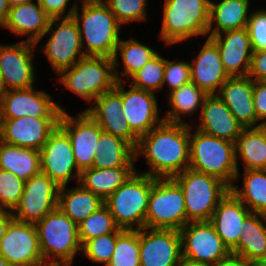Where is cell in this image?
Listing matches in <instances>:
<instances>
[{
	"label": "cell",
	"mask_w": 266,
	"mask_h": 266,
	"mask_svg": "<svg viewBox=\"0 0 266 266\" xmlns=\"http://www.w3.org/2000/svg\"><path fill=\"white\" fill-rule=\"evenodd\" d=\"M190 124L163 121L138 140L135 160L141 153L155 178H171L189 168Z\"/></svg>",
	"instance_id": "6da1fadb"
},
{
	"label": "cell",
	"mask_w": 266,
	"mask_h": 266,
	"mask_svg": "<svg viewBox=\"0 0 266 266\" xmlns=\"http://www.w3.org/2000/svg\"><path fill=\"white\" fill-rule=\"evenodd\" d=\"M82 4L81 13L74 3L64 17H73L76 21L82 49L84 42L87 45L85 56L113 58L120 40L121 24L103 0H83Z\"/></svg>",
	"instance_id": "7a4b0ae2"
},
{
	"label": "cell",
	"mask_w": 266,
	"mask_h": 266,
	"mask_svg": "<svg viewBox=\"0 0 266 266\" xmlns=\"http://www.w3.org/2000/svg\"><path fill=\"white\" fill-rule=\"evenodd\" d=\"M189 168L217 177L229 187L238 179L235 144L228 140L190 129ZM234 181V182H233Z\"/></svg>",
	"instance_id": "3957f363"
},
{
	"label": "cell",
	"mask_w": 266,
	"mask_h": 266,
	"mask_svg": "<svg viewBox=\"0 0 266 266\" xmlns=\"http://www.w3.org/2000/svg\"><path fill=\"white\" fill-rule=\"evenodd\" d=\"M35 226L44 261L70 266L77 252H82L78 225L58 207L35 223Z\"/></svg>",
	"instance_id": "277c9868"
},
{
	"label": "cell",
	"mask_w": 266,
	"mask_h": 266,
	"mask_svg": "<svg viewBox=\"0 0 266 266\" xmlns=\"http://www.w3.org/2000/svg\"><path fill=\"white\" fill-rule=\"evenodd\" d=\"M136 172L104 200L116 225L123 230H134V224L137 226L135 230L145 227L154 177Z\"/></svg>",
	"instance_id": "5b68a950"
},
{
	"label": "cell",
	"mask_w": 266,
	"mask_h": 266,
	"mask_svg": "<svg viewBox=\"0 0 266 266\" xmlns=\"http://www.w3.org/2000/svg\"><path fill=\"white\" fill-rule=\"evenodd\" d=\"M172 178L183 191L189 222L210 221L218 203L230 191V187L217 177L190 168Z\"/></svg>",
	"instance_id": "8992f818"
},
{
	"label": "cell",
	"mask_w": 266,
	"mask_h": 266,
	"mask_svg": "<svg viewBox=\"0 0 266 266\" xmlns=\"http://www.w3.org/2000/svg\"><path fill=\"white\" fill-rule=\"evenodd\" d=\"M209 11L210 0H165L160 38L171 45L207 36Z\"/></svg>",
	"instance_id": "52a82bcc"
},
{
	"label": "cell",
	"mask_w": 266,
	"mask_h": 266,
	"mask_svg": "<svg viewBox=\"0 0 266 266\" xmlns=\"http://www.w3.org/2000/svg\"><path fill=\"white\" fill-rule=\"evenodd\" d=\"M59 82L77 96L91 102L115 88L114 62L109 57L86 56L59 73Z\"/></svg>",
	"instance_id": "ba28073f"
},
{
	"label": "cell",
	"mask_w": 266,
	"mask_h": 266,
	"mask_svg": "<svg viewBox=\"0 0 266 266\" xmlns=\"http://www.w3.org/2000/svg\"><path fill=\"white\" fill-rule=\"evenodd\" d=\"M188 222L184 195L179 184L172 177H154L145 216V227L180 230Z\"/></svg>",
	"instance_id": "9c48e42d"
},
{
	"label": "cell",
	"mask_w": 266,
	"mask_h": 266,
	"mask_svg": "<svg viewBox=\"0 0 266 266\" xmlns=\"http://www.w3.org/2000/svg\"><path fill=\"white\" fill-rule=\"evenodd\" d=\"M61 19L60 24L56 23L59 22L60 18L50 19L48 28L43 35L44 37L49 31H52V35L43 50L58 74L86 57L82 50L80 32L76 21L73 17H62ZM54 24L57 25V29L53 30L52 26Z\"/></svg>",
	"instance_id": "30bf717a"
},
{
	"label": "cell",
	"mask_w": 266,
	"mask_h": 266,
	"mask_svg": "<svg viewBox=\"0 0 266 266\" xmlns=\"http://www.w3.org/2000/svg\"><path fill=\"white\" fill-rule=\"evenodd\" d=\"M59 188L47 174L40 172L33 175L24 183L20 202L12 212L13 218L20 222L37 223L57 208Z\"/></svg>",
	"instance_id": "8fae6325"
},
{
	"label": "cell",
	"mask_w": 266,
	"mask_h": 266,
	"mask_svg": "<svg viewBox=\"0 0 266 266\" xmlns=\"http://www.w3.org/2000/svg\"><path fill=\"white\" fill-rule=\"evenodd\" d=\"M179 231L186 259L214 266L230 252L210 221L188 222Z\"/></svg>",
	"instance_id": "7c38bea8"
},
{
	"label": "cell",
	"mask_w": 266,
	"mask_h": 266,
	"mask_svg": "<svg viewBox=\"0 0 266 266\" xmlns=\"http://www.w3.org/2000/svg\"><path fill=\"white\" fill-rule=\"evenodd\" d=\"M39 152L41 172L47 174L59 187L66 186L69 180L76 177L79 183L81 171L76 165L70 139L59 125L50 133Z\"/></svg>",
	"instance_id": "4fadbf2b"
},
{
	"label": "cell",
	"mask_w": 266,
	"mask_h": 266,
	"mask_svg": "<svg viewBox=\"0 0 266 266\" xmlns=\"http://www.w3.org/2000/svg\"><path fill=\"white\" fill-rule=\"evenodd\" d=\"M58 125L67 133L80 171L91 168L96 157V145L103 131L98 123L83 111L72 117L65 110L61 113Z\"/></svg>",
	"instance_id": "5bb4252c"
},
{
	"label": "cell",
	"mask_w": 266,
	"mask_h": 266,
	"mask_svg": "<svg viewBox=\"0 0 266 266\" xmlns=\"http://www.w3.org/2000/svg\"><path fill=\"white\" fill-rule=\"evenodd\" d=\"M64 111L46 92L28 89L6 90L0 100V119H16L25 116L60 117Z\"/></svg>",
	"instance_id": "9a60e30c"
},
{
	"label": "cell",
	"mask_w": 266,
	"mask_h": 266,
	"mask_svg": "<svg viewBox=\"0 0 266 266\" xmlns=\"http://www.w3.org/2000/svg\"><path fill=\"white\" fill-rule=\"evenodd\" d=\"M0 254L12 266H31L43 262L35 224L13 219L0 241Z\"/></svg>",
	"instance_id": "2e32d148"
},
{
	"label": "cell",
	"mask_w": 266,
	"mask_h": 266,
	"mask_svg": "<svg viewBox=\"0 0 266 266\" xmlns=\"http://www.w3.org/2000/svg\"><path fill=\"white\" fill-rule=\"evenodd\" d=\"M148 230L139 229L140 266H177L182 257L180 231Z\"/></svg>",
	"instance_id": "e0dca14e"
},
{
	"label": "cell",
	"mask_w": 266,
	"mask_h": 266,
	"mask_svg": "<svg viewBox=\"0 0 266 266\" xmlns=\"http://www.w3.org/2000/svg\"><path fill=\"white\" fill-rule=\"evenodd\" d=\"M130 88L129 91H125L122 81H117L115 86V89L122 96L123 116L126 118L131 131L140 138L161 124L164 119L158 116L155 93L133 86Z\"/></svg>",
	"instance_id": "ac0fdd59"
},
{
	"label": "cell",
	"mask_w": 266,
	"mask_h": 266,
	"mask_svg": "<svg viewBox=\"0 0 266 266\" xmlns=\"http://www.w3.org/2000/svg\"><path fill=\"white\" fill-rule=\"evenodd\" d=\"M34 43L21 40L18 44L0 45V75L5 90L33 87Z\"/></svg>",
	"instance_id": "d6986e66"
},
{
	"label": "cell",
	"mask_w": 266,
	"mask_h": 266,
	"mask_svg": "<svg viewBox=\"0 0 266 266\" xmlns=\"http://www.w3.org/2000/svg\"><path fill=\"white\" fill-rule=\"evenodd\" d=\"M60 117L25 116L0 119V140L4 143L41 150Z\"/></svg>",
	"instance_id": "ffe728a7"
},
{
	"label": "cell",
	"mask_w": 266,
	"mask_h": 266,
	"mask_svg": "<svg viewBox=\"0 0 266 266\" xmlns=\"http://www.w3.org/2000/svg\"><path fill=\"white\" fill-rule=\"evenodd\" d=\"M208 36L218 47L224 69L230 77L247 76L253 53L246 27Z\"/></svg>",
	"instance_id": "44dd1931"
},
{
	"label": "cell",
	"mask_w": 266,
	"mask_h": 266,
	"mask_svg": "<svg viewBox=\"0 0 266 266\" xmlns=\"http://www.w3.org/2000/svg\"><path fill=\"white\" fill-rule=\"evenodd\" d=\"M216 94L229 108L235 118L245 127H260L253 102V79L249 76L229 77ZM220 95V96H219Z\"/></svg>",
	"instance_id": "7402d4cb"
},
{
	"label": "cell",
	"mask_w": 266,
	"mask_h": 266,
	"mask_svg": "<svg viewBox=\"0 0 266 266\" xmlns=\"http://www.w3.org/2000/svg\"><path fill=\"white\" fill-rule=\"evenodd\" d=\"M191 63V82L207 95H216L230 77L224 69L217 45L209 37Z\"/></svg>",
	"instance_id": "603a6c76"
},
{
	"label": "cell",
	"mask_w": 266,
	"mask_h": 266,
	"mask_svg": "<svg viewBox=\"0 0 266 266\" xmlns=\"http://www.w3.org/2000/svg\"><path fill=\"white\" fill-rule=\"evenodd\" d=\"M197 130L235 143L245 128L217 95H208L201 108Z\"/></svg>",
	"instance_id": "cb8c5ba5"
},
{
	"label": "cell",
	"mask_w": 266,
	"mask_h": 266,
	"mask_svg": "<svg viewBox=\"0 0 266 266\" xmlns=\"http://www.w3.org/2000/svg\"><path fill=\"white\" fill-rule=\"evenodd\" d=\"M251 213L231 191L218 203L210 222L229 251L237 246L243 221Z\"/></svg>",
	"instance_id": "d4e9b609"
},
{
	"label": "cell",
	"mask_w": 266,
	"mask_h": 266,
	"mask_svg": "<svg viewBox=\"0 0 266 266\" xmlns=\"http://www.w3.org/2000/svg\"><path fill=\"white\" fill-rule=\"evenodd\" d=\"M50 19L43 7L31 0L10 7L8 18L2 26L16 35H28L25 41L37 45L48 28Z\"/></svg>",
	"instance_id": "484cf974"
},
{
	"label": "cell",
	"mask_w": 266,
	"mask_h": 266,
	"mask_svg": "<svg viewBox=\"0 0 266 266\" xmlns=\"http://www.w3.org/2000/svg\"><path fill=\"white\" fill-rule=\"evenodd\" d=\"M266 215L251 213L242 224L239 242L231 251L254 265L266 259Z\"/></svg>",
	"instance_id": "4316f807"
},
{
	"label": "cell",
	"mask_w": 266,
	"mask_h": 266,
	"mask_svg": "<svg viewBox=\"0 0 266 266\" xmlns=\"http://www.w3.org/2000/svg\"><path fill=\"white\" fill-rule=\"evenodd\" d=\"M249 5V0H222L220 3L210 1L207 35L214 36L246 27L250 16L247 14Z\"/></svg>",
	"instance_id": "83f0119b"
},
{
	"label": "cell",
	"mask_w": 266,
	"mask_h": 266,
	"mask_svg": "<svg viewBox=\"0 0 266 266\" xmlns=\"http://www.w3.org/2000/svg\"><path fill=\"white\" fill-rule=\"evenodd\" d=\"M95 150L94 168L135 167L134 148L120 137L102 131Z\"/></svg>",
	"instance_id": "f1b7e54d"
},
{
	"label": "cell",
	"mask_w": 266,
	"mask_h": 266,
	"mask_svg": "<svg viewBox=\"0 0 266 266\" xmlns=\"http://www.w3.org/2000/svg\"><path fill=\"white\" fill-rule=\"evenodd\" d=\"M103 205L104 200L100 196L84 189L80 184L67 190L66 186L59 188L57 207L76 225Z\"/></svg>",
	"instance_id": "f546056e"
},
{
	"label": "cell",
	"mask_w": 266,
	"mask_h": 266,
	"mask_svg": "<svg viewBox=\"0 0 266 266\" xmlns=\"http://www.w3.org/2000/svg\"><path fill=\"white\" fill-rule=\"evenodd\" d=\"M0 169L15 174L26 181L41 172L40 152L34 148L20 147L0 140Z\"/></svg>",
	"instance_id": "4dcf8cb0"
},
{
	"label": "cell",
	"mask_w": 266,
	"mask_h": 266,
	"mask_svg": "<svg viewBox=\"0 0 266 266\" xmlns=\"http://www.w3.org/2000/svg\"><path fill=\"white\" fill-rule=\"evenodd\" d=\"M135 167L87 168L81 171L79 184L105 200L134 172Z\"/></svg>",
	"instance_id": "1f68e13d"
},
{
	"label": "cell",
	"mask_w": 266,
	"mask_h": 266,
	"mask_svg": "<svg viewBox=\"0 0 266 266\" xmlns=\"http://www.w3.org/2000/svg\"><path fill=\"white\" fill-rule=\"evenodd\" d=\"M234 144L237 168L240 157L244 170L266 169V125L244 128Z\"/></svg>",
	"instance_id": "d6a6232c"
},
{
	"label": "cell",
	"mask_w": 266,
	"mask_h": 266,
	"mask_svg": "<svg viewBox=\"0 0 266 266\" xmlns=\"http://www.w3.org/2000/svg\"><path fill=\"white\" fill-rule=\"evenodd\" d=\"M243 188L230 191L252 212L266 215V169L244 170Z\"/></svg>",
	"instance_id": "836d02e7"
},
{
	"label": "cell",
	"mask_w": 266,
	"mask_h": 266,
	"mask_svg": "<svg viewBox=\"0 0 266 266\" xmlns=\"http://www.w3.org/2000/svg\"><path fill=\"white\" fill-rule=\"evenodd\" d=\"M208 95L193 82L172 90L169 93V106L172 110L164 115L163 119L170 123H184L181 115L193 114L202 108L204 99ZM200 106V107H199Z\"/></svg>",
	"instance_id": "e575fe53"
},
{
	"label": "cell",
	"mask_w": 266,
	"mask_h": 266,
	"mask_svg": "<svg viewBox=\"0 0 266 266\" xmlns=\"http://www.w3.org/2000/svg\"><path fill=\"white\" fill-rule=\"evenodd\" d=\"M118 51L121 54L124 71H122V76L131 77L136 71L141 69L154 55L157 54L155 50L149 48L148 46L140 44L134 38L129 40H119L118 45L113 56L114 62V72L117 81H122L116 70L118 66Z\"/></svg>",
	"instance_id": "d590c367"
},
{
	"label": "cell",
	"mask_w": 266,
	"mask_h": 266,
	"mask_svg": "<svg viewBox=\"0 0 266 266\" xmlns=\"http://www.w3.org/2000/svg\"><path fill=\"white\" fill-rule=\"evenodd\" d=\"M78 231L80 243L83 246L93 238L113 232H123L124 230L116 225L114 217L108 208L103 205L78 225Z\"/></svg>",
	"instance_id": "8d00e7d4"
},
{
	"label": "cell",
	"mask_w": 266,
	"mask_h": 266,
	"mask_svg": "<svg viewBox=\"0 0 266 266\" xmlns=\"http://www.w3.org/2000/svg\"><path fill=\"white\" fill-rule=\"evenodd\" d=\"M139 230H124L106 266H140Z\"/></svg>",
	"instance_id": "74e56055"
},
{
	"label": "cell",
	"mask_w": 266,
	"mask_h": 266,
	"mask_svg": "<svg viewBox=\"0 0 266 266\" xmlns=\"http://www.w3.org/2000/svg\"><path fill=\"white\" fill-rule=\"evenodd\" d=\"M164 72L165 59L157 53L130 77V86L154 93L157 89L163 88Z\"/></svg>",
	"instance_id": "f35d334b"
},
{
	"label": "cell",
	"mask_w": 266,
	"mask_h": 266,
	"mask_svg": "<svg viewBox=\"0 0 266 266\" xmlns=\"http://www.w3.org/2000/svg\"><path fill=\"white\" fill-rule=\"evenodd\" d=\"M93 102L95 107L85 110L93 119H114L123 116L122 96L115 88L101 94Z\"/></svg>",
	"instance_id": "ab89813d"
},
{
	"label": "cell",
	"mask_w": 266,
	"mask_h": 266,
	"mask_svg": "<svg viewBox=\"0 0 266 266\" xmlns=\"http://www.w3.org/2000/svg\"><path fill=\"white\" fill-rule=\"evenodd\" d=\"M25 181L12 172L0 169V209L13 211L19 204Z\"/></svg>",
	"instance_id": "60d3db41"
},
{
	"label": "cell",
	"mask_w": 266,
	"mask_h": 266,
	"mask_svg": "<svg viewBox=\"0 0 266 266\" xmlns=\"http://www.w3.org/2000/svg\"><path fill=\"white\" fill-rule=\"evenodd\" d=\"M121 233L122 232H113L88 240L82 246L83 254L92 262L104 263L106 266L112 258L117 237Z\"/></svg>",
	"instance_id": "b9f144b4"
},
{
	"label": "cell",
	"mask_w": 266,
	"mask_h": 266,
	"mask_svg": "<svg viewBox=\"0 0 266 266\" xmlns=\"http://www.w3.org/2000/svg\"><path fill=\"white\" fill-rule=\"evenodd\" d=\"M146 2L147 0L103 1L121 25L131 21H141L147 19Z\"/></svg>",
	"instance_id": "7bdbcfd3"
},
{
	"label": "cell",
	"mask_w": 266,
	"mask_h": 266,
	"mask_svg": "<svg viewBox=\"0 0 266 266\" xmlns=\"http://www.w3.org/2000/svg\"><path fill=\"white\" fill-rule=\"evenodd\" d=\"M246 25L253 51L266 50V10L249 14Z\"/></svg>",
	"instance_id": "ee69618b"
},
{
	"label": "cell",
	"mask_w": 266,
	"mask_h": 266,
	"mask_svg": "<svg viewBox=\"0 0 266 266\" xmlns=\"http://www.w3.org/2000/svg\"><path fill=\"white\" fill-rule=\"evenodd\" d=\"M191 81L190 63L165 59L163 86L167 82L170 92Z\"/></svg>",
	"instance_id": "f6af8a7d"
},
{
	"label": "cell",
	"mask_w": 266,
	"mask_h": 266,
	"mask_svg": "<svg viewBox=\"0 0 266 266\" xmlns=\"http://www.w3.org/2000/svg\"><path fill=\"white\" fill-rule=\"evenodd\" d=\"M101 129L109 134L120 137L127 141L134 149L137 147L139 138L131 131L124 116L114 119H94Z\"/></svg>",
	"instance_id": "bcb514c9"
},
{
	"label": "cell",
	"mask_w": 266,
	"mask_h": 266,
	"mask_svg": "<svg viewBox=\"0 0 266 266\" xmlns=\"http://www.w3.org/2000/svg\"><path fill=\"white\" fill-rule=\"evenodd\" d=\"M247 76L255 77L254 81H266V50L253 51Z\"/></svg>",
	"instance_id": "7dc6e473"
},
{
	"label": "cell",
	"mask_w": 266,
	"mask_h": 266,
	"mask_svg": "<svg viewBox=\"0 0 266 266\" xmlns=\"http://www.w3.org/2000/svg\"><path fill=\"white\" fill-rule=\"evenodd\" d=\"M253 102L258 122L266 119V81L253 80Z\"/></svg>",
	"instance_id": "c3c4849f"
},
{
	"label": "cell",
	"mask_w": 266,
	"mask_h": 266,
	"mask_svg": "<svg viewBox=\"0 0 266 266\" xmlns=\"http://www.w3.org/2000/svg\"><path fill=\"white\" fill-rule=\"evenodd\" d=\"M70 0H37L43 7L46 14L51 18H62L65 15V8Z\"/></svg>",
	"instance_id": "681fc988"
},
{
	"label": "cell",
	"mask_w": 266,
	"mask_h": 266,
	"mask_svg": "<svg viewBox=\"0 0 266 266\" xmlns=\"http://www.w3.org/2000/svg\"><path fill=\"white\" fill-rule=\"evenodd\" d=\"M214 266H254V264L248 262L243 256L230 251Z\"/></svg>",
	"instance_id": "f907efd6"
},
{
	"label": "cell",
	"mask_w": 266,
	"mask_h": 266,
	"mask_svg": "<svg viewBox=\"0 0 266 266\" xmlns=\"http://www.w3.org/2000/svg\"><path fill=\"white\" fill-rule=\"evenodd\" d=\"M13 213L9 210L0 209V241L6 233L9 223L13 220Z\"/></svg>",
	"instance_id": "816d5d0a"
},
{
	"label": "cell",
	"mask_w": 266,
	"mask_h": 266,
	"mask_svg": "<svg viewBox=\"0 0 266 266\" xmlns=\"http://www.w3.org/2000/svg\"><path fill=\"white\" fill-rule=\"evenodd\" d=\"M9 10H10V5L8 4V1L0 0V25L1 26L8 18Z\"/></svg>",
	"instance_id": "f5cc1de1"
},
{
	"label": "cell",
	"mask_w": 266,
	"mask_h": 266,
	"mask_svg": "<svg viewBox=\"0 0 266 266\" xmlns=\"http://www.w3.org/2000/svg\"><path fill=\"white\" fill-rule=\"evenodd\" d=\"M177 266H211V265L200 263V262H195V261L186 259L184 257H181L179 264Z\"/></svg>",
	"instance_id": "db71d44e"
},
{
	"label": "cell",
	"mask_w": 266,
	"mask_h": 266,
	"mask_svg": "<svg viewBox=\"0 0 266 266\" xmlns=\"http://www.w3.org/2000/svg\"><path fill=\"white\" fill-rule=\"evenodd\" d=\"M10 7L30 2L31 0H7Z\"/></svg>",
	"instance_id": "11a10c76"
},
{
	"label": "cell",
	"mask_w": 266,
	"mask_h": 266,
	"mask_svg": "<svg viewBox=\"0 0 266 266\" xmlns=\"http://www.w3.org/2000/svg\"><path fill=\"white\" fill-rule=\"evenodd\" d=\"M31 266H61L57 263H53V262H47V261H43L39 264H36V265H31Z\"/></svg>",
	"instance_id": "9f6ffc18"
},
{
	"label": "cell",
	"mask_w": 266,
	"mask_h": 266,
	"mask_svg": "<svg viewBox=\"0 0 266 266\" xmlns=\"http://www.w3.org/2000/svg\"><path fill=\"white\" fill-rule=\"evenodd\" d=\"M0 266H12V265L0 254Z\"/></svg>",
	"instance_id": "6f0895ef"
},
{
	"label": "cell",
	"mask_w": 266,
	"mask_h": 266,
	"mask_svg": "<svg viewBox=\"0 0 266 266\" xmlns=\"http://www.w3.org/2000/svg\"><path fill=\"white\" fill-rule=\"evenodd\" d=\"M5 88L3 86V83H2V80H1V75H0V100H1V97L3 96V94L5 93Z\"/></svg>",
	"instance_id": "680465c9"
},
{
	"label": "cell",
	"mask_w": 266,
	"mask_h": 266,
	"mask_svg": "<svg viewBox=\"0 0 266 266\" xmlns=\"http://www.w3.org/2000/svg\"><path fill=\"white\" fill-rule=\"evenodd\" d=\"M254 266H266V259L257 262Z\"/></svg>",
	"instance_id": "91938a15"
}]
</instances>
